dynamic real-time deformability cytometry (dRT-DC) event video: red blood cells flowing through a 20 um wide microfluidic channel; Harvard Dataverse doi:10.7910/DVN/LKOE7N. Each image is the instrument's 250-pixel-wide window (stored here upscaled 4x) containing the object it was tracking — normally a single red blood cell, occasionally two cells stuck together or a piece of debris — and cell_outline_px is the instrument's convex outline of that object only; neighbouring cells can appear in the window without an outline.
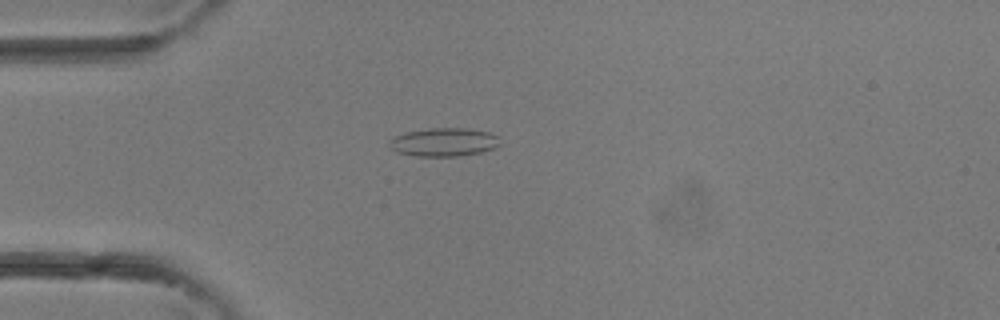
{"species": "common noctule bat (a hibernating species)", "species_latin": "Nyctalus noctula", "temperature_condition": "room temperature", "stored_images_in_passage": 3, "camera_frame_rate_fps": 3000, "um_per_image_px": 0.085, "animal": {"sex": "female"}, "frame": {"image": 1, "passage_image": 3, "time_ms": 0.667, "image_size_px": [1000, 320], "cell_outline_px": [[500, 144], [492, 148], [480, 152], [460, 156], [416, 156], [396, 152], [388, 144], [388, 140], [404, 132], [428, 128], [468, 128], [488, 132], [500, 136]], "centroid_in_image_um": [37.72, 12.07], "position_along_channel_um": 47.3, "area_um2": 18.44}}